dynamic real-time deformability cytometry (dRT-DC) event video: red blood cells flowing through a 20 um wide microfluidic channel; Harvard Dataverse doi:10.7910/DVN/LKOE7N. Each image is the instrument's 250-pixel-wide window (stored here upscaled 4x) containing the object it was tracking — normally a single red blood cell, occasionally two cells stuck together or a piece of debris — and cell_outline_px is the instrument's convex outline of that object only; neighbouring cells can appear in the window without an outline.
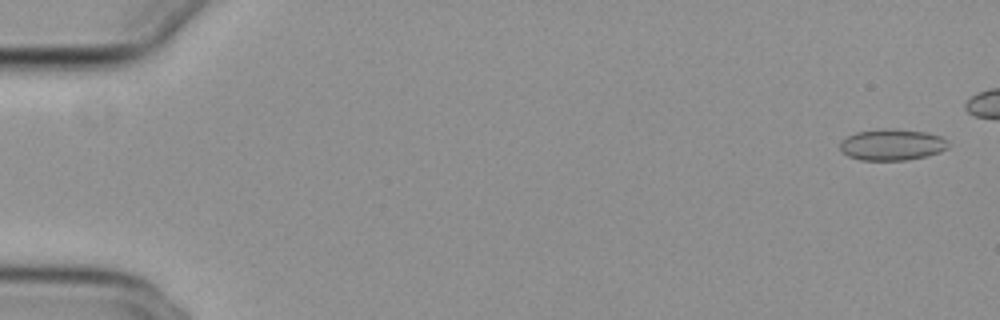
{"species": "common noctule bat (a hibernating species)", "species_latin": "Nyctalus noctula", "temperature_condition": "cold", "stored_images_in_passage": 12, "camera_frame_rate_fps": 3000, "um_per_image_px": 0.085, "animal": {"sex": "female", "body_mass_g": 29.2, "forearm_length_mm": 56.3}, "frame": {"image": 1, "passage_image": 2, "time_ms": 0.333, "image_size_px": [1000, 320], "cell_outline_px": [[952, 144], [948, 148], [940, 152], [928, 156], [904, 160], [860, 160], [848, 156], [840, 152], [840, 140], [856, 132], [888, 128], [892, 128], [928, 132], [940, 136], [948, 140]], "centroid_in_image_um": [75.85, 12.3], "position_along_channel_um": 9.2, "area_um2": 20.11}}